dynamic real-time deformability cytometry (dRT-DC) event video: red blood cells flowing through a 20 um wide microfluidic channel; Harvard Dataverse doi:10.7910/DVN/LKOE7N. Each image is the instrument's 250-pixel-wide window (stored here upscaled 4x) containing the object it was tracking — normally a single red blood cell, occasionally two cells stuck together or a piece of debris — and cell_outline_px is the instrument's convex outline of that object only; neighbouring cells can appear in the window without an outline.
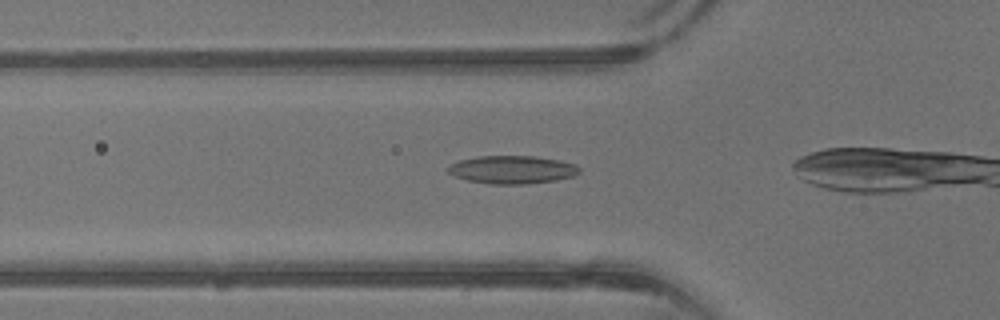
{"species": "common noctule bat (a hibernating species)", "species_latin": "Nyctalus noctula", "temperature_condition": "warm", "stored_images_in_passage": 14, "camera_frame_rate_fps": 3000, "um_per_image_px": 0.085, "animal": {"sex": "male", "body_mass_g": 13.3}, "frame": {"image": 1, "passage_image": 10, "time_ms": 3.0, "image_size_px": [1000, 320], "cell_outline_px": [[580, 172], [572, 176], [556, 180], [524, 184], [488, 184], [468, 180], [456, 176], [448, 172], [444, 168], [448, 164], [460, 160], [476, 156], [532, 156], [560, 160], [576, 164], [580, 168]], "centroid_in_image_um": [43.5, 14.41], "position_along_channel_um": 82.3, "area_um2": 21.56}}